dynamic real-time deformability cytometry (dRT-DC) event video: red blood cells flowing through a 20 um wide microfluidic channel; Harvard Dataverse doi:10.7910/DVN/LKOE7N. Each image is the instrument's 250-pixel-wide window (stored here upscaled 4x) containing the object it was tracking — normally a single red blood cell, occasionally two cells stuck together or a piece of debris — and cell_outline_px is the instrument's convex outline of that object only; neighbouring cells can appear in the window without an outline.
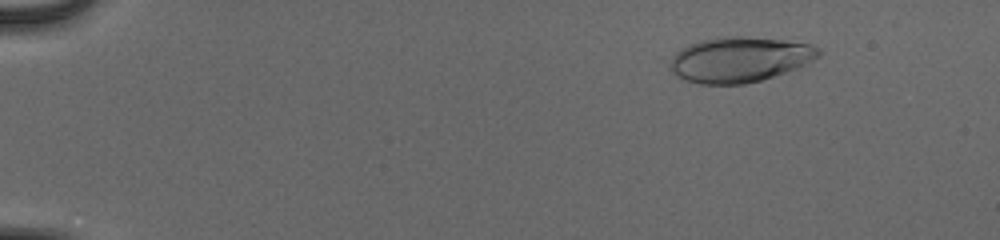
{"species": "human", "species_latin": "Homo sapiens", "temperature_condition": "cold", "stored_images_in_passage": 55, "camera_frame_rate_fps": 3000, "um_per_image_px": 0.085, "donor": {"sex": "male"}, "frame": {"image": 1, "passage_image": 8, "time_ms": 2.333, "image_size_px": [1000, 240], "cell_outline_px": [[820, 56], [796, 68], [760, 80], [744, 84], [700, 84], [680, 80], [672, 72], [668, 64], [672, 56], [680, 48], [688, 44], [700, 40], [724, 36], [740, 36], [780, 40], [812, 44], [820, 48]], "centroid_in_image_um": [62.79, 5.06], "position_along_channel_um": 22.2, "area_um2": 39.25}}
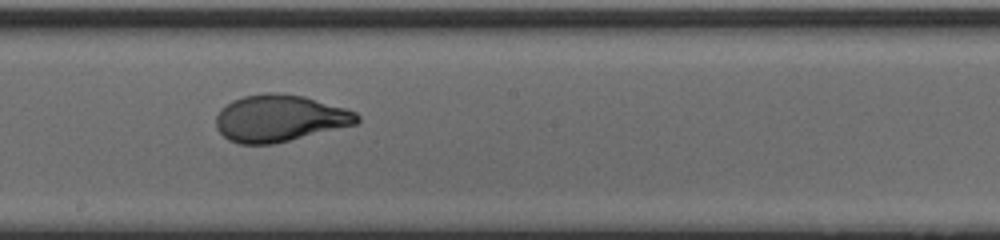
{"frame": {"image": 2, "passage_image": 33, "time_ms": 10.667, "image_size_px": [1000, 240], "cell_outline_px": [[360, 120], [356, 124], [272, 144], [240, 144], [228, 140], [216, 128], [216, 116], [220, 108], [232, 100], [244, 96], [264, 92], [268, 92], [304, 96], [344, 108], [356, 112], [360, 116]], "centroid_in_image_um": [23.74, 10.05], "position_along_channel_um": 224.5, "area_um2": 38.32}}
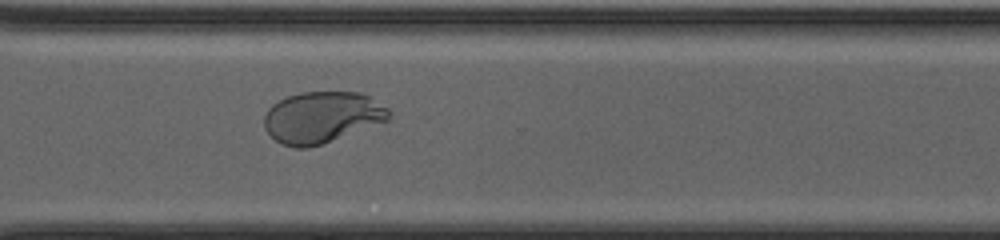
{"frame": {"image": 3, "passage_image": 42, "time_ms": 13.667, "image_size_px": [1000, 240], "cell_outline_px": [[392, 112], [388, 120], [320, 144], [308, 148], [296, 148], [280, 144], [264, 128], [264, 116], [268, 108], [272, 104], [288, 96], [300, 92], [360, 92], [368, 96], [388, 108]], "centroid_in_image_um": [27.34, 9.96], "position_along_channel_um": 343.3, "area_um2": 37.05}, "authors_computed_cell_mechanics": {"area_um2": 38.2058, "velocity_mm_per_s": 3.9571, "shape_relaxation_time_tau1_ms": 5.7806, "shape_relaxation_time_tau2_ms": null, "deformation_change_tau1": 0.2686, "deformation_change_tau2": null}}